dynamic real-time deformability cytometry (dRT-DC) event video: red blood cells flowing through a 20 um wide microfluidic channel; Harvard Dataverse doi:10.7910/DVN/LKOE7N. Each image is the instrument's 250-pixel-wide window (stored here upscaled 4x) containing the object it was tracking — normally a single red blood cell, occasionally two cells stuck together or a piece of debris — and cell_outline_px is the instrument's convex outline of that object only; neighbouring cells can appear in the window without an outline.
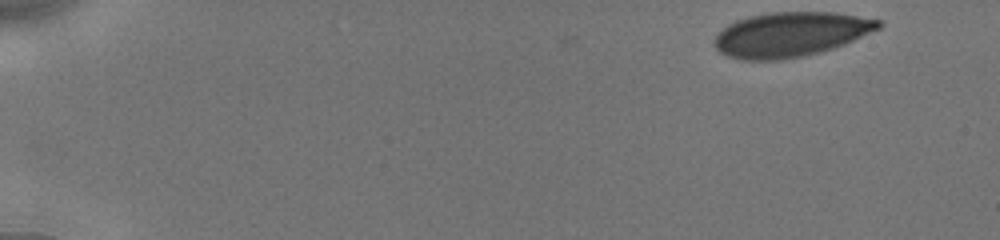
{"species": "human", "species_latin": "Homo sapiens", "temperature_condition": "cold", "stored_images_in_passage": 24, "camera_frame_rate_fps": 3000, "um_per_image_px": 0.085, "donor": {"sex": "male"}, "frame": {"image": 1, "passage_image": 1, "time_ms": 0.0, "image_size_px": [1000, 240], "cell_outline_px": [[884, 24], [880, 28], [844, 44], [820, 52], [780, 60], [740, 60], [728, 56], [720, 52], [716, 48], [716, 32], [728, 24], [736, 20], [748, 16], [768, 12], [836, 12], [880, 20]], "centroid_in_image_um": [67.18, 2.91], "position_along_channel_um": 17.8, "area_um2": 42.66}}
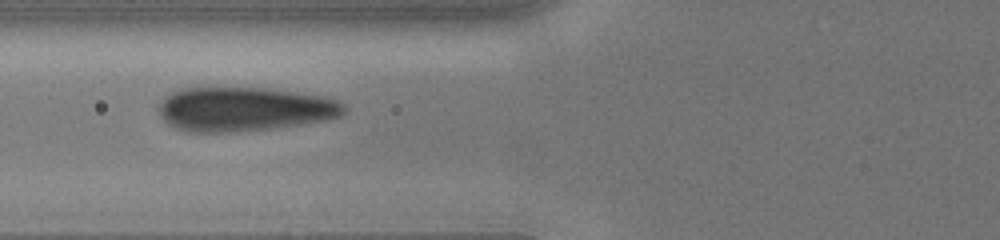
{"frame": {"image": 2, "passage_image": 15, "time_ms": 6.0, "image_size_px": [1000, 240], "cell_outline_px": [[348, 108], [340, 116], [324, 120], [300, 124], [272, 128], [232, 132], [188, 132], [176, 128], [168, 124], [160, 116], [160, 104], [164, 96], [180, 88], [212, 84], [268, 88], [328, 96], [344, 104]], "centroid_in_image_um": [20.72, 9.22], "position_along_channel_um": 105.1, "area_um2": 49.07}}
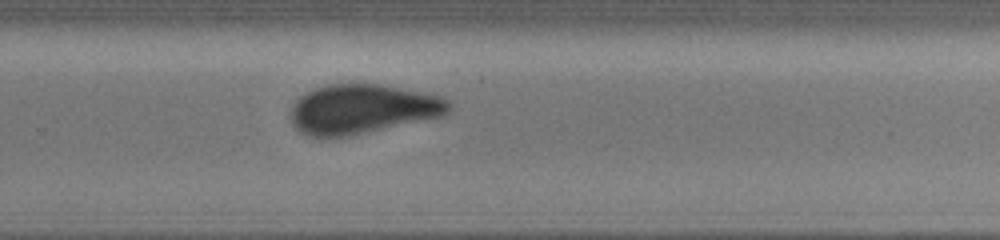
{"frame": {"image": 3, "passage_image": 24, "time_ms": 11.0, "image_size_px": [1000, 240], "cell_outline_px": [[452, 112], [444, 116], [368, 132], [348, 136], [308, 136], [300, 132], [292, 124], [288, 112], [292, 104], [300, 96], [316, 88], [328, 84], [380, 84], [424, 92], [444, 96], [452, 100]], "centroid_in_image_um": [30.86, 9.26], "position_along_channel_um": 298.9, "area_um2": 46.12}}